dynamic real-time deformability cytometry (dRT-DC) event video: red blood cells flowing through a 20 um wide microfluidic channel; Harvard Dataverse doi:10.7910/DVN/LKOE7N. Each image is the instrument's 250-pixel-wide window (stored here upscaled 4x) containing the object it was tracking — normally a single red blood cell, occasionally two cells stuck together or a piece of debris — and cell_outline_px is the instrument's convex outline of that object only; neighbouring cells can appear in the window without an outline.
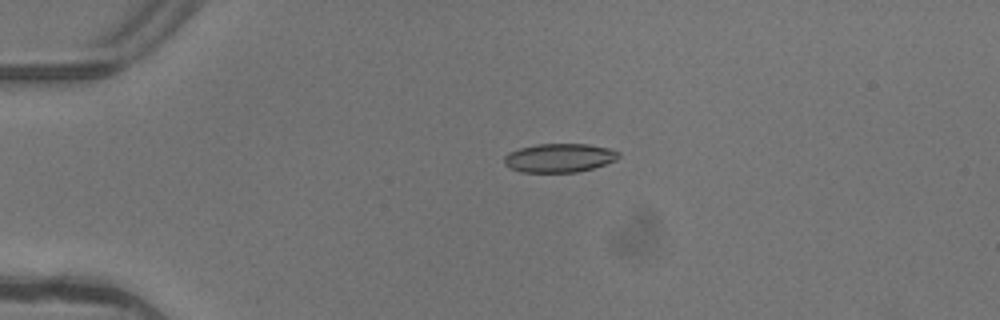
{"species": "common noctule bat (a hibernating species)", "species_latin": "Nyctalus noctula", "temperature_condition": "warm", "stored_images_in_passage": 2, "camera_frame_rate_fps": 3000, "um_per_image_px": 0.085, "animal": {"sex": "female"}, "frame": {"image": 1, "passage_image": 1, "time_ms": 0.0, "image_size_px": [1000, 320], "cell_outline_px": [[620, 156], [616, 160], [592, 168], [576, 172], [524, 172], [512, 168], [504, 164], [504, 156], [508, 152], [520, 148], [536, 144], [588, 144], [608, 148], [620, 152]], "centroid_in_image_um": [47.54, 13.41], "position_along_channel_um": 37.5, "area_um2": 19.07}}